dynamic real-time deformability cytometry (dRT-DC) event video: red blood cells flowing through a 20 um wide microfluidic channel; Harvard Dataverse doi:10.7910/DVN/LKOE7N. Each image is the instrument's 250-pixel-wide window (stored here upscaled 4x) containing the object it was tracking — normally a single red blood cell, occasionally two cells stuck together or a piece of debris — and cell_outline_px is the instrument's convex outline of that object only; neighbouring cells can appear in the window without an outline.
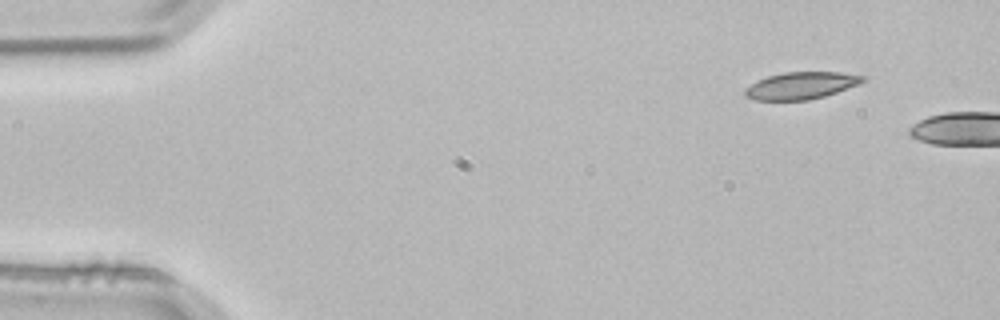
{"species": "common noctule bat (a hibernating species)", "species_latin": "Nyctalus noctula", "temperature_condition": "room temperature", "stored_images_in_passage": 2, "camera_frame_rate_fps": 3000, "um_per_image_px": 0.085, "animal": {"sex": "male", "body_mass_g": 21.5, "forearm_length_mm": 52.0}, "frame": {"image": 1, "passage_image": 1, "time_ms": 0.0, "image_size_px": [1000, 320], "cell_outline_px": [[868, 80], [860, 84], [824, 96], [808, 100], [756, 100], [744, 96], [744, 88], [756, 80], [768, 76], [784, 72], [840, 72], [868, 76]], "centroid_in_image_um": [68.11, 7.26], "position_along_channel_um": 16.9, "area_um2": 18.84}}